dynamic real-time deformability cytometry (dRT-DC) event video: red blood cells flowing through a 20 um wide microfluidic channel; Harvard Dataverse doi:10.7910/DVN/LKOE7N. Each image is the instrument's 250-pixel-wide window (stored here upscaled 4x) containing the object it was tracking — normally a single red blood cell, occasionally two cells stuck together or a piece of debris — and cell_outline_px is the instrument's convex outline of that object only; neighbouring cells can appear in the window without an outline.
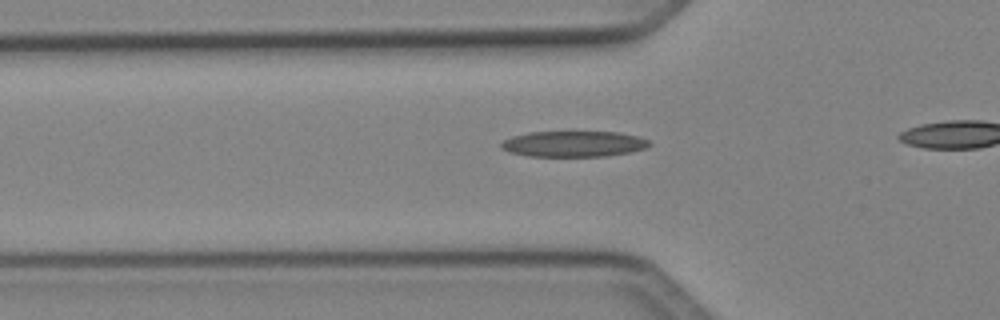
{"species": "Egyptian fruit bat (a non-hibernating species)", "species_latin": "Rousettus aegyptiacus", "temperature_condition": "cold", "stored_images_in_passage": 27, "camera_frame_rate_fps": 3000, "um_per_image_px": 0.085, "animal": {"sex": "female"}, "frame": {"image": 1, "passage_image": 13, "time_ms": 4.0, "image_size_px": [1000, 320], "cell_outline_px": [[652, 144], [644, 148], [628, 152], [604, 156], [528, 156], [508, 152], [500, 148], [500, 144], [504, 140], [512, 136], [528, 132], [620, 132], [636, 136], [648, 140]], "centroid_in_image_um": [48.71, 12.23], "position_along_channel_um": 77.1, "area_um2": 22.2}}
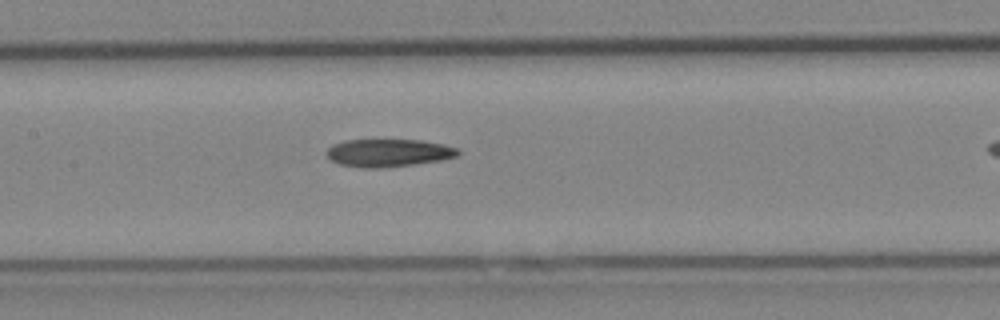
{"frame": {"image": 2, "passage_image": 20, "time_ms": 6.333, "image_size_px": [1000, 320], "cell_outline_px": [[460, 152], [456, 156], [440, 160], [412, 164], [380, 168], [364, 168], [340, 164], [332, 160], [324, 152], [332, 144], [344, 140], [420, 140], [444, 144], [456, 148]], "centroid_in_image_um": [32.98, 12.98], "position_along_channel_um": 174.4, "area_um2": 21.1}}
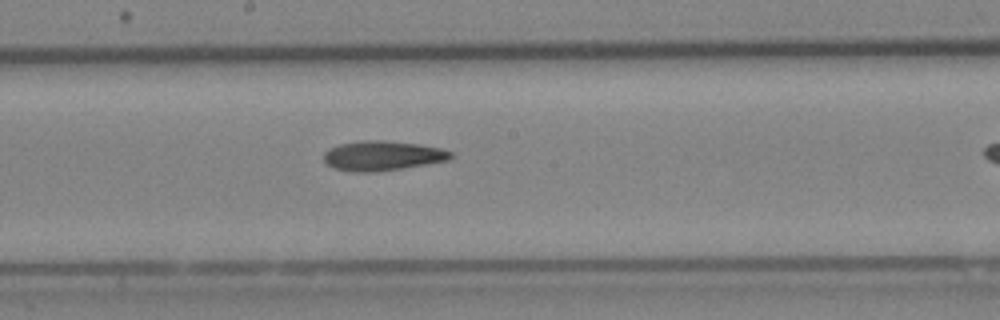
{"frame": {"image": 3, "passage_image": 23, "time_ms": 7.333, "image_size_px": [1000, 320], "cell_outline_px": [[456, 156], [448, 160], [400, 168], [372, 172], [360, 172], [336, 168], [328, 164], [324, 160], [324, 152], [328, 148], [340, 144], [360, 140], [384, 140], [420, 144], [440, 148], [452, 152]], "centroid_in_image_um": [32.52, 13.21], "position_along_channel_um": 215.7, "area_um2": 21.79}}